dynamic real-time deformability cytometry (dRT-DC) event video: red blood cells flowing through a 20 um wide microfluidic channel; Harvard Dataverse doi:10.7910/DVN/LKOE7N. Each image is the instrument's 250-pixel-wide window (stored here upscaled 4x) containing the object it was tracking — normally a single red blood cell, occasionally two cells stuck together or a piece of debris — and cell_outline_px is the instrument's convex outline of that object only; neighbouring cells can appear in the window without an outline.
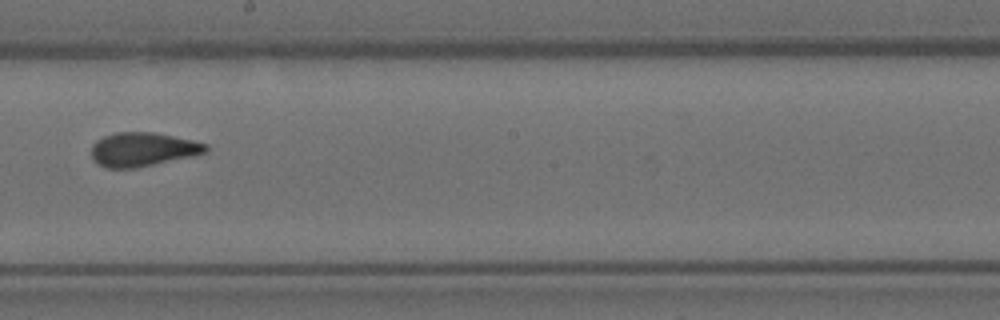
{"species": "Egyptian fruit bat (a non-hibernating species)", "species_latin": "Rousettus aegyptiacus", "temperature_condition": "room temperature", "stored_images_in_passage": 16, "camera_frame_rate_fps": 3000, "um_per_image_px": 0.085, "animal": {"sex": "female"}, "frame": {"image": 1, "passage_image": 9, "time_ms": 2.667, "image_size_px": [1000, 320], "cell_outline_px": [[208, 152], [192, 156], [136, 168], [104, 168], [96, 164], [92, 160], [92, 144], [96, 140], [104, 136], [116, 132], [152, 132], [192, 140], [208, 144]], "centroid_in_image_um": [12.1, 12.71], "position_along_channel_um": 236.1, "area_um2": 22.72}}
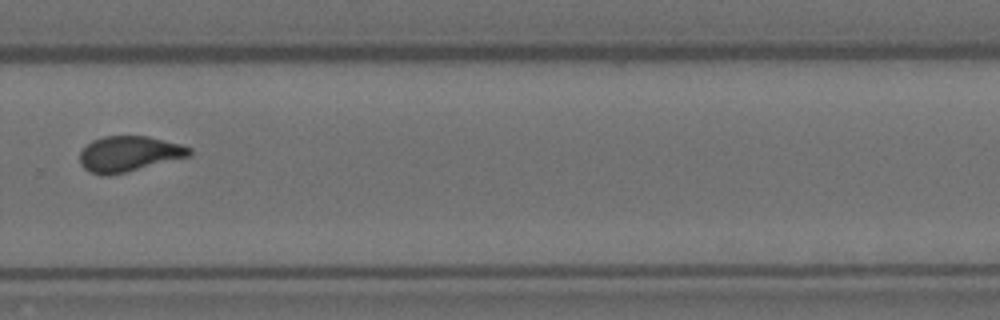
{"frame": {"image": 2, "passage_image": 11, "time_ms": 3.333, "image_size_px": [1000, 320], "cell_outline_px": [[192, 152], [188, 156], [108, 176], [92, 172], [84, 168], [80, 164], [80, 152], [92, 140], [104, 136], [148, 136], [180, 144], [192, 148]], "centroid_in_image_um": [10.94, 13.06], "position_along_channel_um": 318.9, "area_um2": 22.25}}
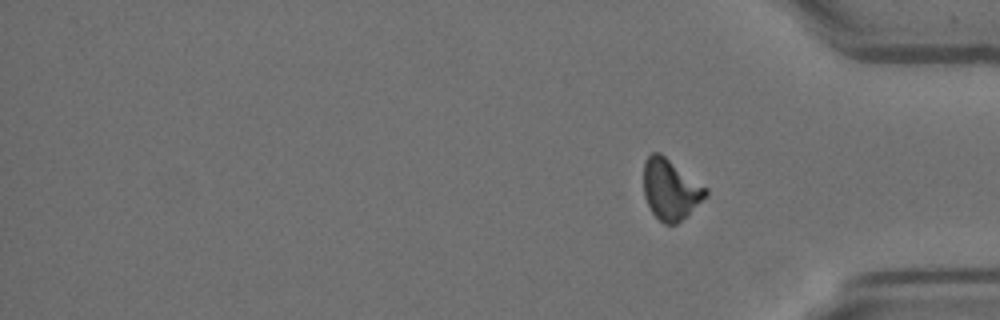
{"frame": {"image": 3, "passage_image": 16, "time_ms": 5.0, "image_size_px": [1000, 320], "cell_outline_px": [[708, 196], [688, 216], [676, 224], [664, 224], [652, 212], [644, 196], [644, 160], [652, 152], [660, 152], [708, 188]], "centroid_in_image_um": [57.02, 16.1], "position_along_channel_um": 378.2, "area_um2": 22.2}}